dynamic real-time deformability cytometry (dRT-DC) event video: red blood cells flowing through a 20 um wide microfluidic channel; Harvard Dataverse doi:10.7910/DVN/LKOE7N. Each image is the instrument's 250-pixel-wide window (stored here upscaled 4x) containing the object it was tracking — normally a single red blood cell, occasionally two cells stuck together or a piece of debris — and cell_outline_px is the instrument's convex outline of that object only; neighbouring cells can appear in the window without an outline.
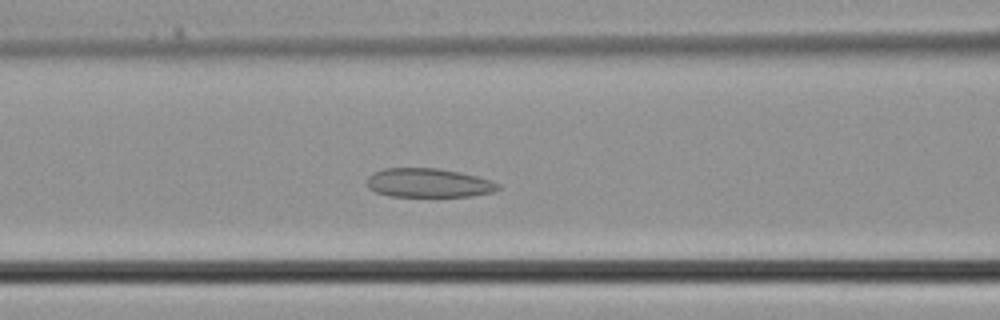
{"species": "common noctule bat (a hibernating species)", "species_latin": "Nyctalus noctula", "temperature_condition": "cold", "stored_images_in_passage": 35, "camera_frame_rate_fps": 3000, "um_per_image_px": 0.085, "animal": {"sex": "male", "body_mass_g": 21.5, "forearm_length_mm": 52.0}, "frame": {"image": 1, "passage_image": 13, "time_ms": 4.0, "image_size_px": [1000, 320], "cell_outline_px": [[500, 188], [492, 192], [472, 196], [388, 196], [376, 192], [368, 188], [368, 176], [384, 168], [436, 168], [460, 172], [492, 180], [500, 184]], "centroid_in_image_um": [36.44, 15.55], "position_along_channel_um": 130.2, "area_um2": 22.08}}
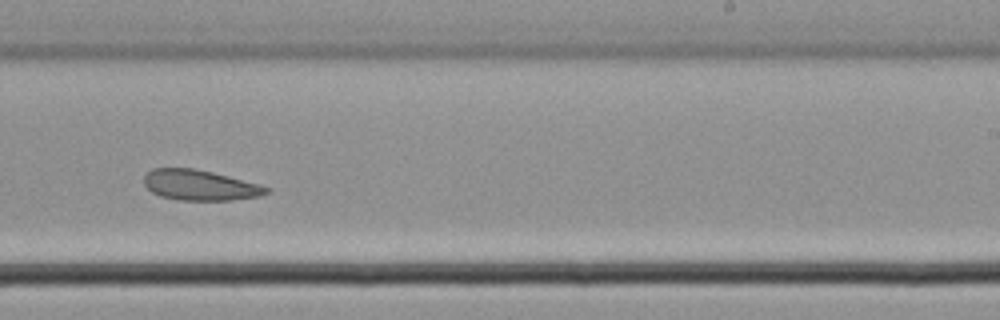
{"frame": {"image": 2, "passage_image": 21, "time_ms": 6.667, "image_size_px": [1000, 320], "cell_outline_px": [[268, 192], [260, 196], [232, 200], [180, 200], [160, 196], [152, 192], [144, 184], [144, 176], [152, 168], [192, 168], [212, 172], [260, 184], [268, 188]], "centroid_in_image_um": [16.97, 15.74], "position_along_channel_um": 272.0, "area_um2": 21.56}}
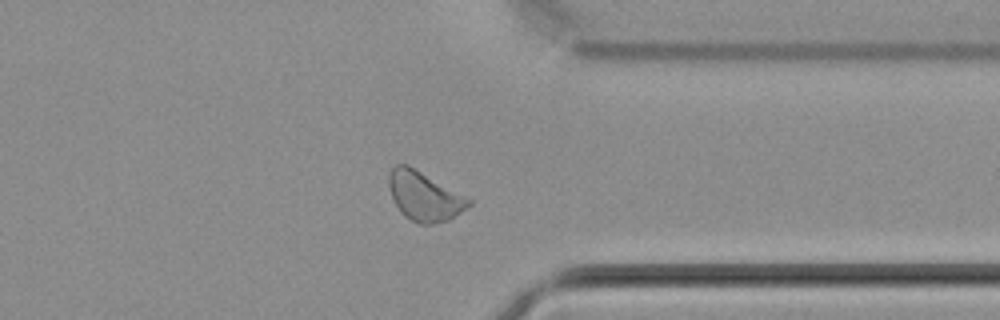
{"frame": {"image": 3, "passage_image": 27, "time_ms": 8.667, "image_size_px": [1000, 320], "cell_outline_px": [[472, 204], [468, 208], [448, 220], [432, 224], [420, 224], [404, 216], [400, 212], [388, 188], [388, 172], [396, 164], [408, 164], [472, 200]], "centroid_in_image_um": [36.05, 16.67], "position_along_channel_um": 375.4, "area_um2": 22.83}}